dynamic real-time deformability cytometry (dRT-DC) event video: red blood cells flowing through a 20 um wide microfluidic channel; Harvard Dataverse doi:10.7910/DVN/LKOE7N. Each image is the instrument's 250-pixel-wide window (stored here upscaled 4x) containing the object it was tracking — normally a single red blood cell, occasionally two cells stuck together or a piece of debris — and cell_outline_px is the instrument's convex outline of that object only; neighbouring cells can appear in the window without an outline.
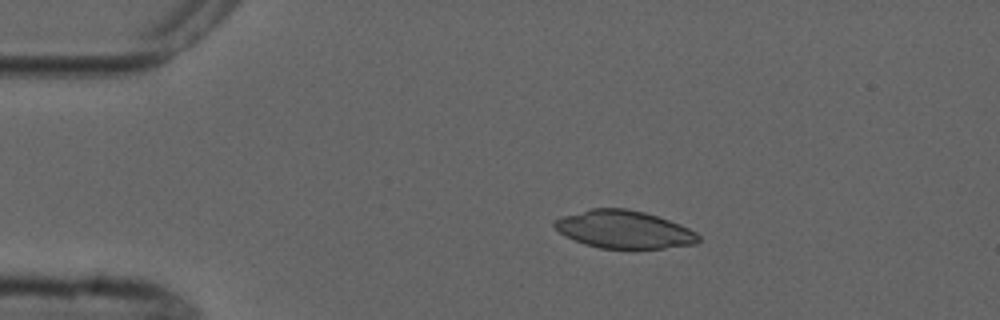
{"species": "common noctule bat (a hibernating species)", "species_latin": "Nyctalus noctula", "temperature_condition": "cold", "stored_images_in_passage": 4, "camera_frame_rate_fps": 3000, "um_per_image_px": 0.085, "animal": {"sex": "male", "forearm_length_mm": 52.5}, "frame": {"image": 1, "passage_image": 3, "time_ms": 2.333, "image_size_px": [1000, 320], "cell_outline_px": [[700, 240], [696, 244], [664, 248], [600, 248], [584, 244], [564, 236], [552, 224], [552, 220], [560, 216], [592, 208], [624, 208], [644, 212], [680, 224], [696, 232], [700, 236]], "centroid_in_image_um": [53.01, 19.5], "position_along_channel_um": 32.0, "area_um2": 31.73}}